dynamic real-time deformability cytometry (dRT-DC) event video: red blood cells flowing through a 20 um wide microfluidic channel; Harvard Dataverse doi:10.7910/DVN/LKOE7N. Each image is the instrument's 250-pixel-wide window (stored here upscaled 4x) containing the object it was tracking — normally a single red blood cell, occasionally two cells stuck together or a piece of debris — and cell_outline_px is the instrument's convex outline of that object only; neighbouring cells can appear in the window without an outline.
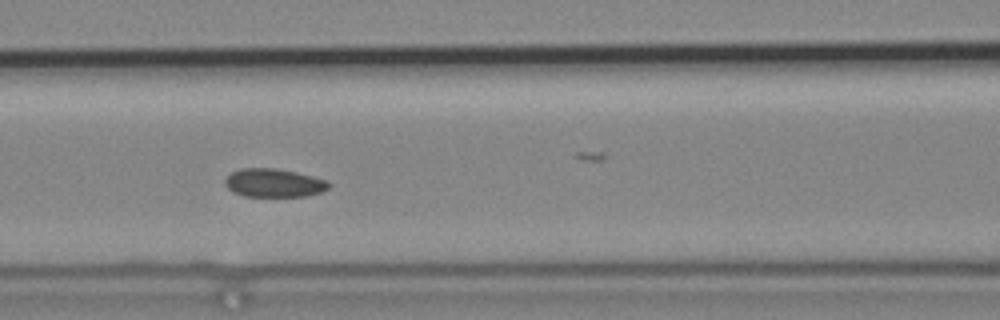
{"species": "common noctule bat (a hibernating species)", "species_latin": "Nyctalus noctula", "temperature_condition": "cold", "stored_images_in_passage": 7, "camera_frame_rate_fps": 3000, "um_per_image_px": 0.085, "animal": {"sex": "male", "body_mass_g": 19.2, "forearm_length_mm": 51.8}, "frame": {"image": 1, "passage_image": 6, "time_ms": 1.667, "image_size_px": [1000, 320], "cell_outline_px": [[332, 184], [328, 188], [320, 192], [304, 196], [244, 196], [232, 192], [224, 184], [224, 180], [232, 172], [240, 168], [276, 168], [296, 172], [328, 180]], "centroid_in_image_um": [23.27, 15.54], "position_along_channel_um": 143.3, "area_um2": 17.22}}